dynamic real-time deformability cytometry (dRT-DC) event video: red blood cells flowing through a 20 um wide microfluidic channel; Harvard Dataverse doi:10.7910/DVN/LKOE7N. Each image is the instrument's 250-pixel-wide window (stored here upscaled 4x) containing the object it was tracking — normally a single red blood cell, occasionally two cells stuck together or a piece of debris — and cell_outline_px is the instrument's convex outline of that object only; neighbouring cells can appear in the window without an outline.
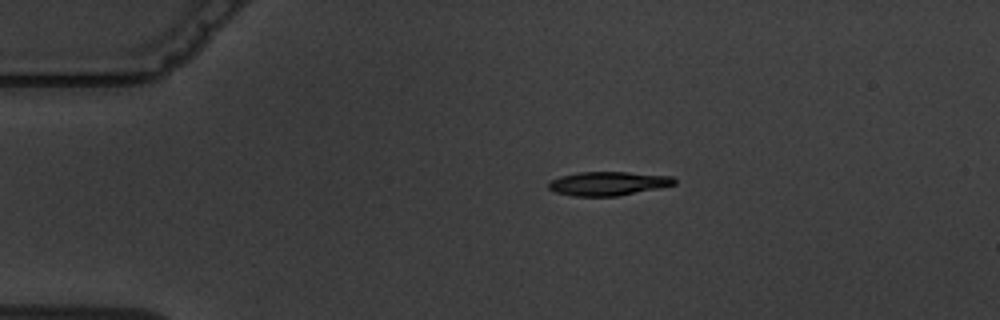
{"species": "common noctule bat (a hibernating species)", "species_latin": "Nyctalus noctula", "temperature_condition": "warm", "stored_images_in_passage": 3, "camera_frame_rate_fps": 3000, "um_per_image_px": 0.085, "animal": {"sex": "male", "body_mass_g": 19.5, "forearm_length_mm": 54.6}, "frame": {"image": 1, "passage_image": 1, "time_ms": 0.0, "image_size_px": [1000, 320], "cell_outline_px": [[676, 184], [660, 188], [616, 196], [572, 196], [556, 192], [548, 188], [548, 184], [552, 180], [560, 176], [576, 172], [628, 172], [672, 176], [676, 180]], "centroid_in_image_um": [51.7, 15.59], "position_along_channel_um": 33.3, "area_um2": 17.51}}
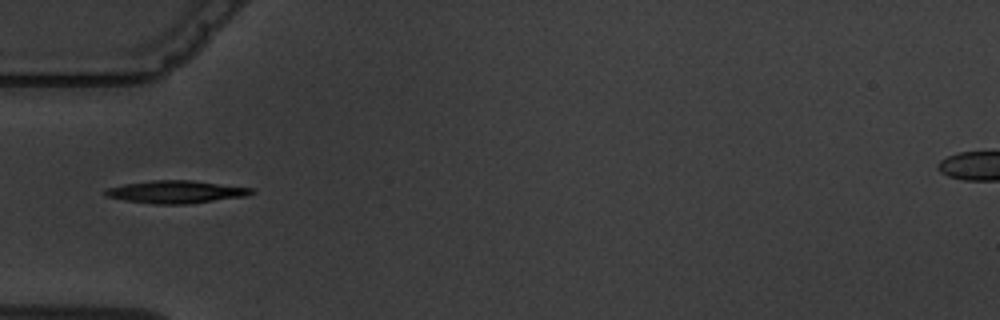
{"frame": {"image": 2, "passage_image": 3, "time_ms": 2.333, "image_size_px": [1000, 320], "cell_outline_px": [[256, 192], [244, 196], [188, 204], [152, 204], [124, 200], [104, 196], [104, 192], [108, 188], [124, 184], [152, 180], [192, 180], [252, 188]], "centroid_in_image_um": [14.93, 16.31], "position_along_channel_um": 70.1, "area_um2": 19.19}}